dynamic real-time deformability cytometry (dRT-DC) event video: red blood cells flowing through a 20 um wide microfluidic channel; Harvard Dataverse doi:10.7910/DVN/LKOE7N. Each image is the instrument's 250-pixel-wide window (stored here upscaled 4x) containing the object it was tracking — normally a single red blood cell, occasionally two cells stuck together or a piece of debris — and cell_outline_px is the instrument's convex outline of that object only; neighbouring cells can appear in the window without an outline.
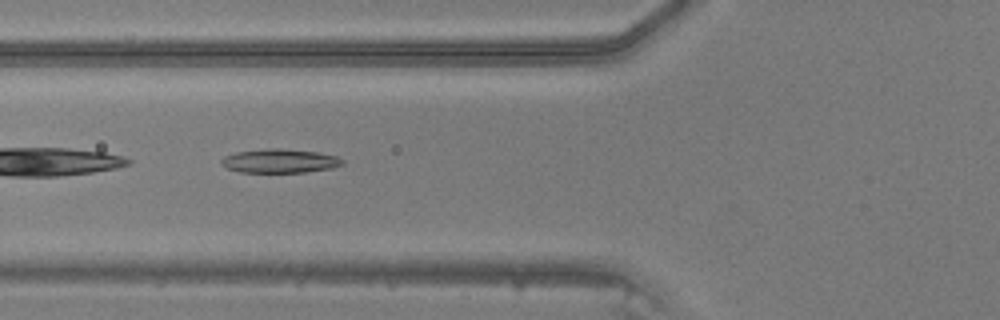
{"species": "common noctule bat (a hibernating species)", "species_latin": "Nyctalus noctula", "temperature_condition": "warm", "stored_images_in_passage": 32, "camera_frame_rate_fps": 3000, "um_per_image_px": 0.085, "animal": {"sex": "male", "body_mass_g": 20.5, "forearm_length_mm": 52.5}, "frame": {"image": 1, "passage_image": 5, "time_ms": 1.333, "image_size_px": [1000, 320], "cell_outline_px": [[344, 164], [332, 168], [304, 172], [240, 172], [228, 168], [220, 164], [220, 160], [224, 156], [236, 152], [268, 148], [280, 148], [320, 152], [336, 156], [344, 160]], "centroid_in_image_um": [23.79, 13.67], "position_along_channel_um": 102.0, "area_um2": 16.94}}
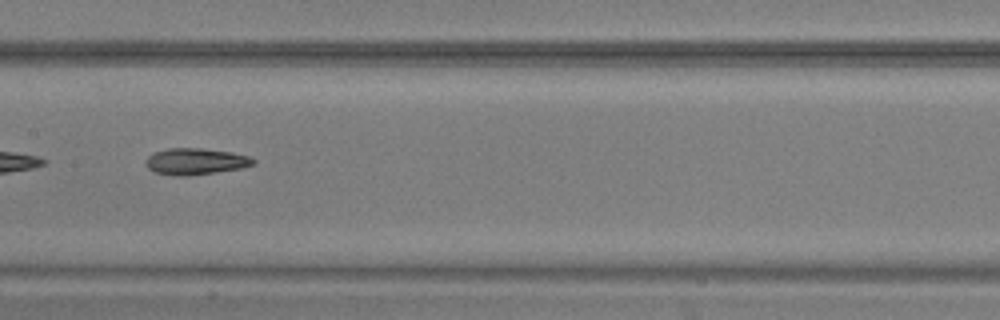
{"frame": {"image": 2, "passage_image": 11, "time_ms": 3.333, "image_size_px": [1000, 320], "cell_outline_px": [[256, 164], [240, 168], [216, 172], [188, 176], [176, 176], [156, 172], [148, 168], [148, 156], [156, 152], [168, 148], [200, 148], [232, 152], [248, 156], [256, 160]], "centroid_in_image_um": [16.67, 13.72], "position_along_channel_um": 190.7, "area_um2": 16.36}}
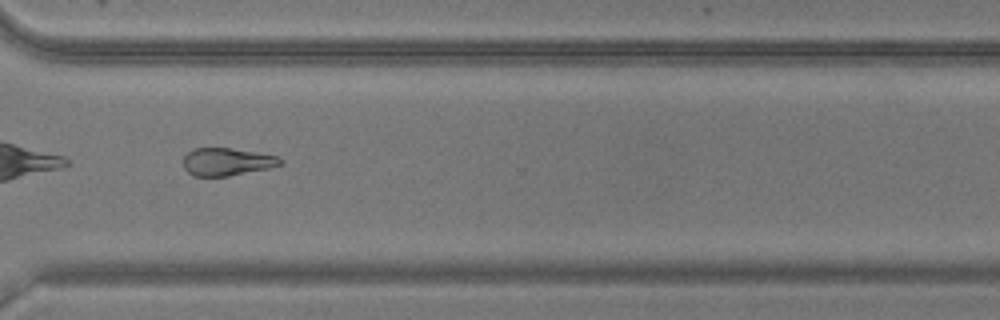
{"frame": {"image": 3, "passage_image": 22, "time_ms": 7.0, "image_size_px": [1000, 320], "cell_outline_px": [[284, 164], [268, 168], [228, 176], [192, 176], [184, 168], [184, 156], [192, 148], [228, 148], [256, 152], [276, 156], [284, 160]], "centroid_in_image_um": [19.28, 13.75], "position_along_channel_um": 351.3, "area_um2": 15.61}}